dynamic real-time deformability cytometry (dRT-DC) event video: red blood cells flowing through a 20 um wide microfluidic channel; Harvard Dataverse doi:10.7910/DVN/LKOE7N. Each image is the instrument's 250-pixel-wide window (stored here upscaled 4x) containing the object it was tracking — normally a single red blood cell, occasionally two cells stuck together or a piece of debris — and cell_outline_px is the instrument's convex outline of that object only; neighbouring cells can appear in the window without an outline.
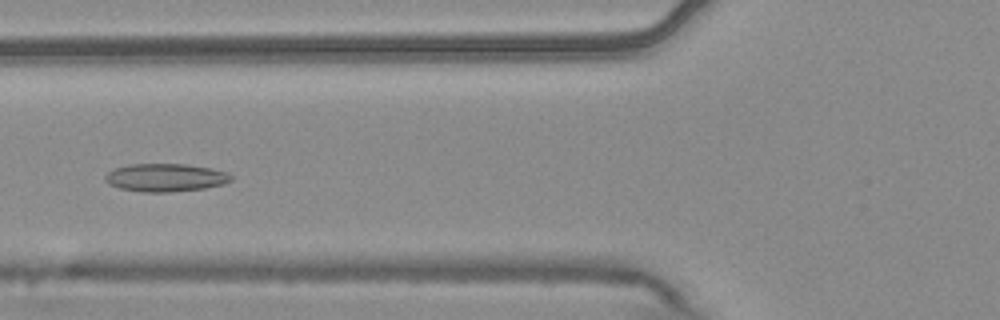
{"species": "common noctule bat (a hibernating species)", "species_latin": "Nyctalus noctula", "temperature_condition": "warm", "stored_images_in_passage": 5, "camera_frame_rate_fps": 3000, "um_per_image_px": 0.085, "animal": {"sex": "male", "body_mass_g": 20.4}, "frame": {"image": 1, "passage_image": 5, "time_ms": 1.333, "image_size_px": [1000, 320], "cell_outline_px": [[232, 180], [224, 184], [204, 188], [168, 192], [144, 192], [120, 188], [108, 184], [104, 180], [104, 176], [112, 168], [128, 164], [184, 164], [212, 168], [228, 172], [232, 176]], "centroid_in_image_um": [14.05, 15.08], "position_along_channel_um": 111.8, "area_um2": 20.69}}